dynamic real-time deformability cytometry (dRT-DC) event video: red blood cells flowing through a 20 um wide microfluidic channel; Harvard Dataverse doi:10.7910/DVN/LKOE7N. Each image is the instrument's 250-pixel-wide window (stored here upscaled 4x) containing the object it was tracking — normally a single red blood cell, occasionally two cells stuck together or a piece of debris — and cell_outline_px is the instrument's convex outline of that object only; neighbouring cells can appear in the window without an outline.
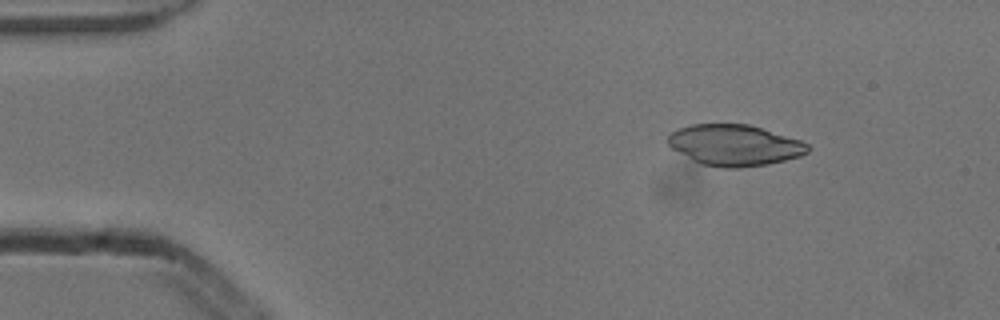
{"species": "common noctule bat (a hibernating species)", "species_latin": "Nyctalus noctula", "temperature_condition": "cold", "stored_images_in_passage": 5, "camera_frame_rate_fps": 3000, "um_per_image_px": 0.085, "animal": {"sex": "male", "body_mass_g": 13.3}, "frame": {"image": 1, "passage_image": 2, "time_ms": 0.333, "image_size_px": [1000, 320], "cell_outline_px": [[812, 148], [808, 152], [800, 156], [768, 164], [740, 168], [724, 168], [700, 164], [692, 160], [672, 148], [668, 144], [668, 136], [672, 132], [680, 128], [692, 124], [748, 124], [800, 140], [808, 144]], "centroid_in_image_um": [62.45, 12.35], "position_along_channel_um": 22.6, "area_um2": 33.35}}